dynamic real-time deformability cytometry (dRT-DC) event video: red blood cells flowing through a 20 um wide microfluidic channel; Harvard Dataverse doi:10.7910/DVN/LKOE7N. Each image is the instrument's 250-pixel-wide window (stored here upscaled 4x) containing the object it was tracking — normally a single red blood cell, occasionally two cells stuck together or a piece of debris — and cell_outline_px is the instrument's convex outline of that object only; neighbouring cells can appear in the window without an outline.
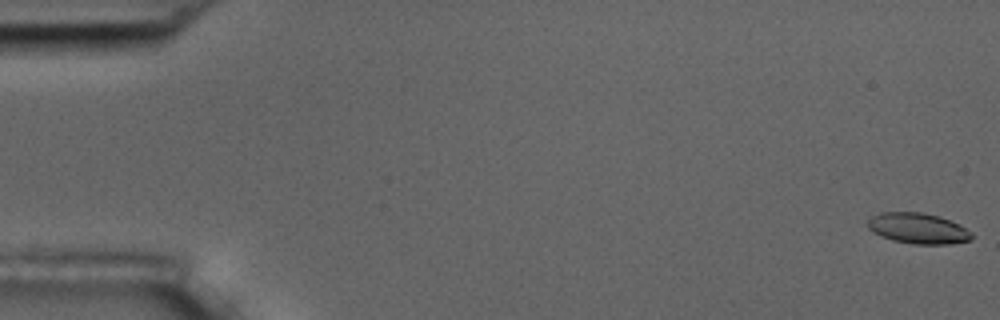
{"species": "common noctule bat (a hibernating species)", "species_latin": "Nyctalus noctula", "temperature_condition": "room temperature", "stored_images_in_passage": 57, "camera_frame_rate_fps": 3000, "um_per_image_px": 0.085, "animal": {"sex": "male", "body_mass_g": 17.5, "forearm_length_mm": 52.3}, "frame": {"image": 1, "passage_image": 1, "time_ms": 0.0, "image_size_px": [1000, 320], "cell_outline_px": [[972, 240], [948, 244], [912, 244], [892, 240], [880, 236], [868, 228], [868, 220], [872, 216], [880, 212], [924, 212], [940, 216], [960, 224], [972, 232]], "centroid_in_image_um": [78.05, 19.4], "position_along_channel_um": 6.9, "area_um2": 18.79}}
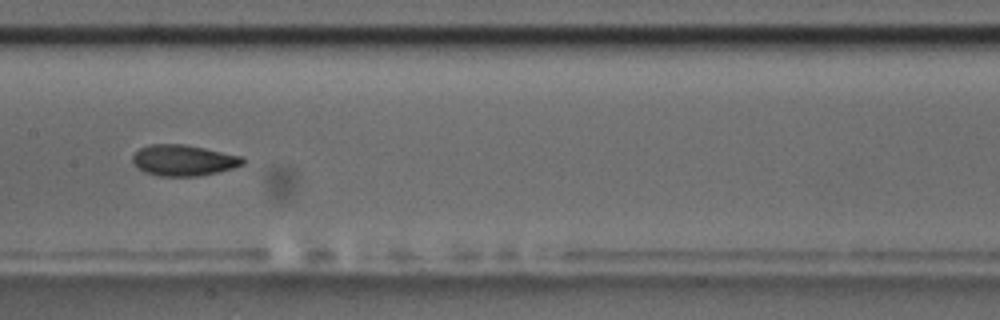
{"frame": {"image": 2, "passage_image": 29, "time_ms": 9.333, "image_size_px": [1000, 320], "cell_outline_px": [[244, 164], [232, 168], [216, 172], [196, 176], [160, 176], [144, 172], [132, 164], [132, 156], [140, 148], [152, 144], [184, 144], [244, 156]], "centroid_in_image_um": [15.58, 13.62], "position_along_channel_um": 191.8, "area_um2": 19.88}}
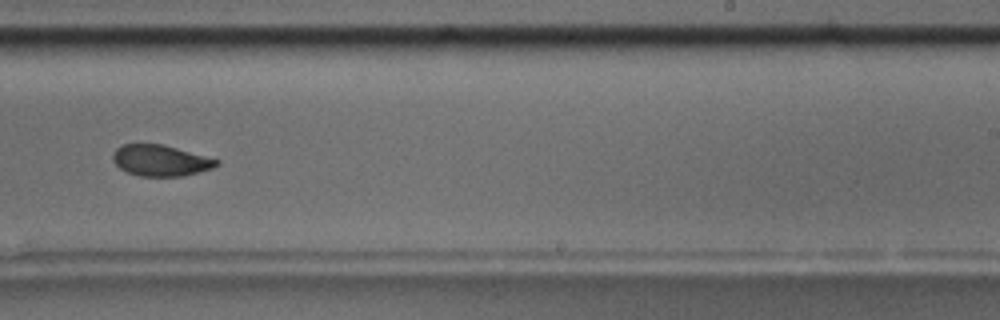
{"frame": {"image": 3, "passage_image": 36, "time_ms": 11.667, "image_size_px": [1000, 320], "cell_outline_px": [[220, 164], [212, 168], [180, 176], [140, 176], [128, 172], [120, 168], [112, 160], [112, 152], [120, 144], [164, 144], [220, 160]], "centroid_in_image_um": [13.62, 13.62], "position_along_channel_um": 275.4, "area_um2": 18.79}, "authors_computed_cell_mechanics": {"area_um2": 19.7676, "velocity_mm_per_s": 3.5903, "shape_relaxation_time_tau1_ms": 5.8216, "shape_relaxation_time_tau2_ms": 2.5423, "deformation_change_tau1": 0.1544, "deformation_change_tau2": 0.0723}}